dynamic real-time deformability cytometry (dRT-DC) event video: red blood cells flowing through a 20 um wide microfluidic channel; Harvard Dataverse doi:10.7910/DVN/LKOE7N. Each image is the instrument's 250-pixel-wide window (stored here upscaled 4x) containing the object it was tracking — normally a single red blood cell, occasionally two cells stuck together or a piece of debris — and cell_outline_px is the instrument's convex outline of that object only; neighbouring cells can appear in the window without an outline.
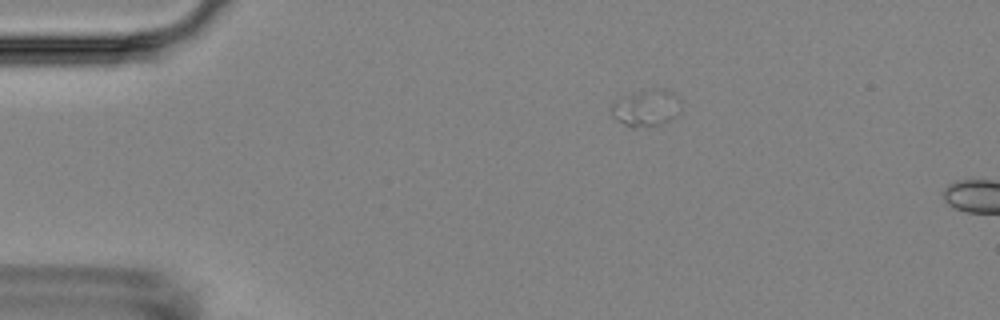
{"species": "Egyptian fruit bat (a non-hibernating species)", "species_latin": "Rousettus aegyptiacus", "temperature_condition": "room temperature", "stored_images_in_passage": 2, "camera_frame_rate_fps": 3000, "um_per_image_px": 0.085, "animal": {"sex": "female"}, "frame": {"image": 1, "passage_image": 1, "time_ms": 0.0, "image_size_px": [1000, 320], "cell_outline_px": [[680, 112], [668, 120], [660, 124], [624, 124], [612, 116], [612, 104], [616, 100], [640, 92], [680, 100]], "centroid_in_image_um": [54.83, 9.27], "position_along_channel_um": 30.2, "area_um2": 12.43}}